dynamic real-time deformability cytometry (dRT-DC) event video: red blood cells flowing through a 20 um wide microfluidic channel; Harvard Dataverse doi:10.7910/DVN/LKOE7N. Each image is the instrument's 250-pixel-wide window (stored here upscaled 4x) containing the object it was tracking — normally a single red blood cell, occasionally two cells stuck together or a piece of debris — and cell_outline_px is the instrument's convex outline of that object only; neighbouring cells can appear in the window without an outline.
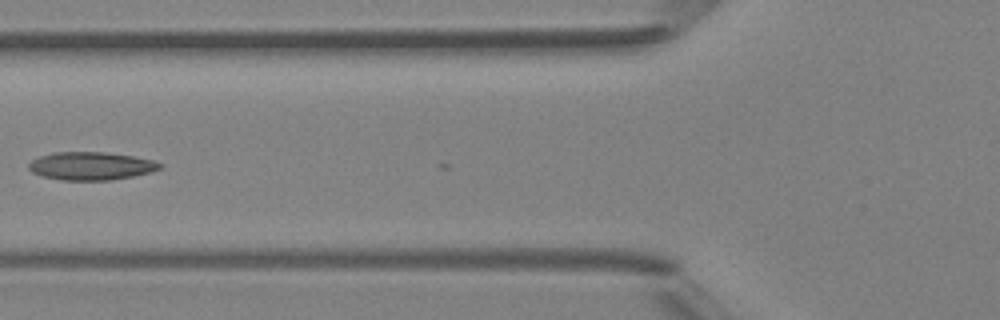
{"species": "Egyptian fruit bat (a non-hibernating species)", "species_latin": "Rousettus aegyptiacus", "temperature_condition": "room temperature", "stored_images_in_passage": 7, "camera_frame_rate_fps": 3000, "um_per_image_px": 0.085, "animal": {"sex": "female"}, "frame": {"image": 1, "passage_image": 6, "time_ms": 6.0, "image_size_px": [1000, 320], "cell_outline_px": [[164, 164], [160, 168], [152, 172], [112, 180], [64, 180], [40, 176], [32, 172], [28, 168], [28, 164], [32, 160], [40, 156], [52, 152], [104, 152], [132, 156], [152, 160]], "centroid_in_image_um": [7.72, 14.11], "position_along_channel_um": 118.1, "area_um2": 21.44}}
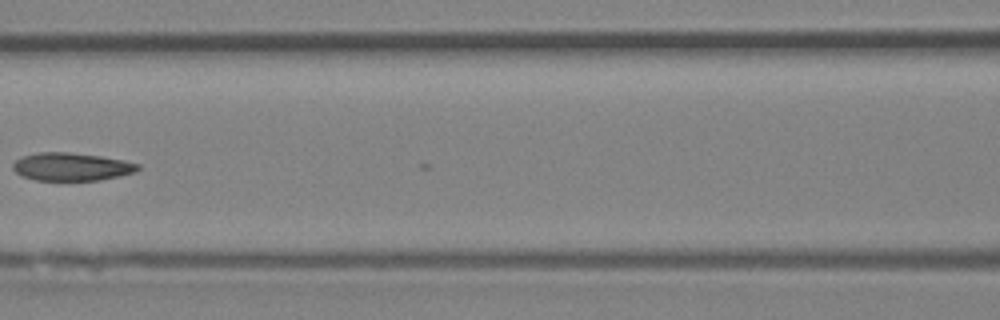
{"frame": {"image": 2, "passage_image": 7, "time_ms": 7.0, "image_size_px": [1000, 320], "cell_outline_px": [[140, 168], [136, 172], [120, 176], [100, 180], [36, 180], [20, 176], [12, 168], [12, 164], [20, 156], [36, 152], [68, 152], [100, 156], [124, 160], [140, 164]], "centroid_in_image_um": [6.06, 14.17], "position_along_channel_um": 160.5, "area_um2": 20.58}}